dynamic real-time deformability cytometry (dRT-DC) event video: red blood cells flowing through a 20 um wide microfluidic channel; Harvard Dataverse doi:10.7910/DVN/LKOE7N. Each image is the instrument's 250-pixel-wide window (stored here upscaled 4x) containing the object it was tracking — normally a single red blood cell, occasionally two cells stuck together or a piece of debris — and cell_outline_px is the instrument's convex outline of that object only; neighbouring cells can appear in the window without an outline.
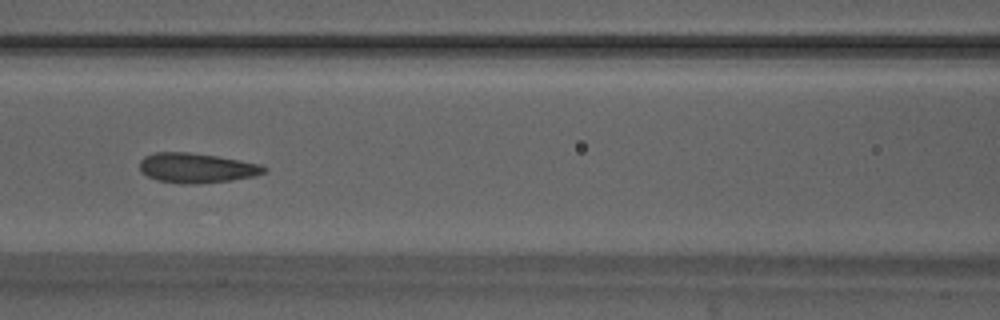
{"species": "Egyptian fruit bat (a non-hibernating species)", "species_latin": "Rousettus aegyptiacus", "temperature_condition": "warm", "stored_images_in_passage": 50, "camera_frame_rate_fps": 3000, "um_per_image_px": 0.085, "animal": {"sex": "male"}, "frame": {"image": 1, "passage_image": 23, "time_ms": 7.333, "image_size_px": [1000, 320], "cell_outline_px": [[268, 168], [264, 172], [256, 176], [232, 180], [196, 184], [180, 184], [156, 180], [140, 172], [140, 160], [144, 156], [152, 152], [188, 152], [216, 156], [260, 164]], "centroid_in_image_um": [16.67, 14.28], "position_along_channel_um": 149.9, "area_um2": 21.73}}
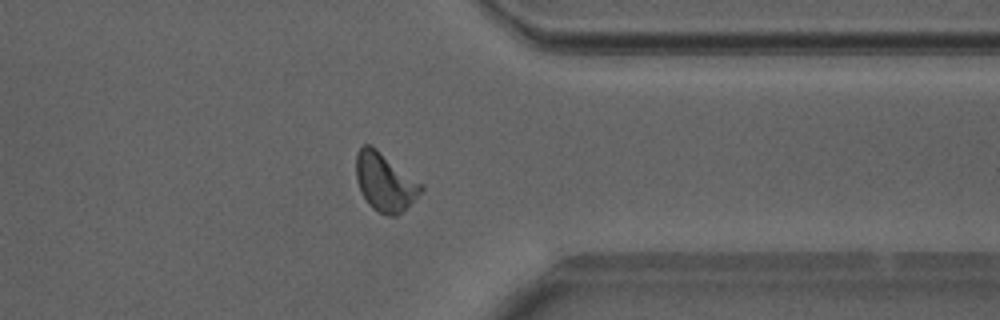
{"frame": {"image": 2, "passage_image": 40, "time_ms": 13.0, "image_size_px": [1000, 320], "cell_outline_px": [[424, 188], [396, 216], [388, 216], [372, 208], [368, 204], [356, 180], [356, 152], [364, 144], [372, 144], [424, 184]], "centroid_in_image_um": [32.7, 15.42], "position_along_channel_um": 378.7, "area_um2": 21.96}}
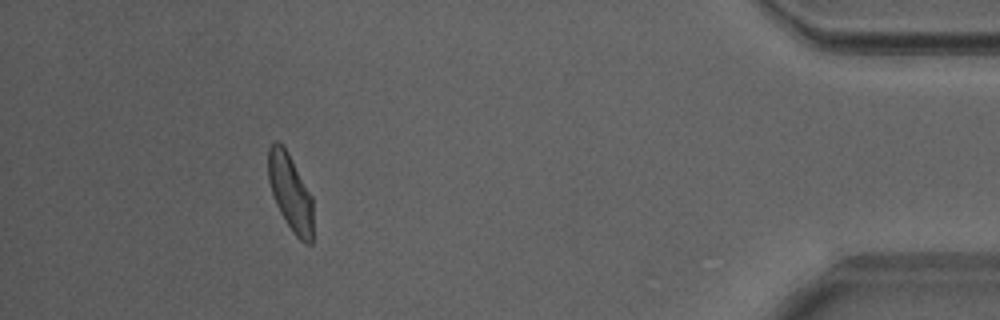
{"frame": {"image": 3, "passage_image": 46, "time_ms": 15.0, "image_size_px": [1000, 320], "cell_outline_px": [[312, 244], [304, 244], [292, 232], [280, 212], [276, 204], [268, 180], [268, 148], [276, 140], [288, 152], [312, 196]], "centroid_in_image_um": [24.68, 16.38], "position_along_channel_um": 410.5, "area_um2": 19.94}, "authors_computed_cell_mechanics": {"area_um2": 21.5594, "velocity_mm_per_s": 4.1401, "shape_relaxation_time_tau1_ms": 7.6212, "shape_relaxation_time_tau2_ms": 1.195, "deformation_change_tau1": 0.1802, "deformation_change_tau2": 0.0741}}